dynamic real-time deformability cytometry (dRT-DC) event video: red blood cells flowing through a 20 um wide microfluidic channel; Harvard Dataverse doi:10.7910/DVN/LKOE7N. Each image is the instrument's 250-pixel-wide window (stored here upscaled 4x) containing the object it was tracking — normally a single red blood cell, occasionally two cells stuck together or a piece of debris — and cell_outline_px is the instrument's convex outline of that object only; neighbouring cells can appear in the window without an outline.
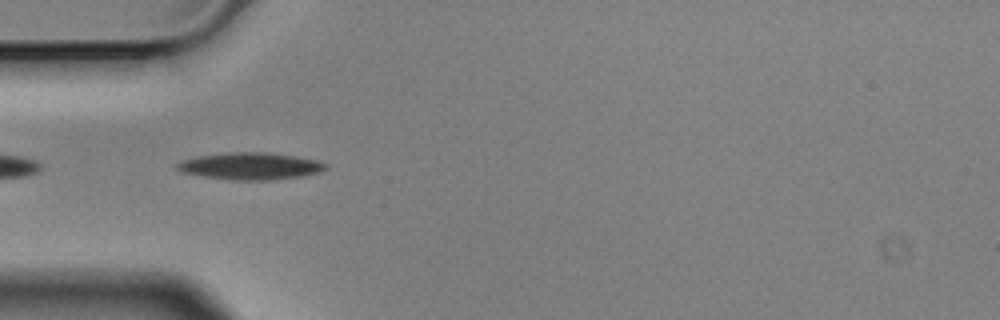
{"species": "Egyptian fruit bat (a non-hibernating species)", "species_latin": "Rousettus aegyptiacus", "temperature_condition": "cold", "stored_images_in_passage": 41, "camera_frame_rate_fps": 3000, "um_per_image_px": 0.085, "animal": {"sex": "male"}, "frame": {"image": 1, "passage_image": 2, "time_ms": 0.333, "image_size_px": [1000, 320], "cell_outline_px": [[328, 168], [320, 172], [300, 176], [272, 180], [228, 180], [180, 172], [176, 168], [176, 164], [180, 160], [200, 156], [236, 152], [264, 152], [296, 156], [316, 160], [328, 164]], "centroid_in_image_um": [21.29, 14.12], "position_along_channel_um": 63.7, "area_um2": 23.35}}
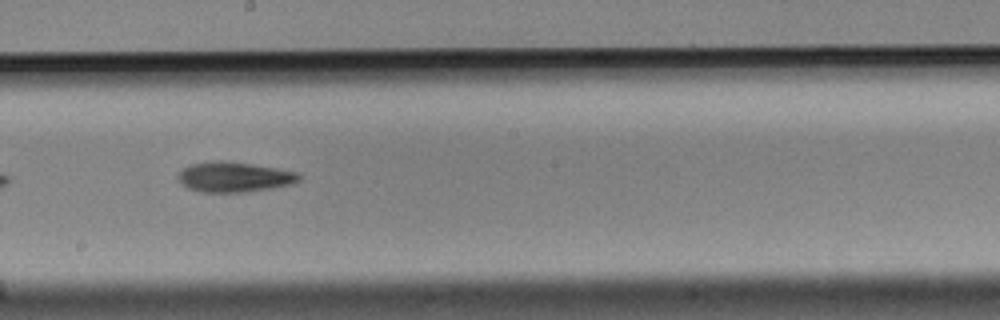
{"frame": {"image": 2, "passage_image": 16, "time_ms": 5.0, "image_size_px": [1000, 320], "cell_outline_px": [[300, 180], [292, 184], [272, 188], [244, 192], [200, 192], [188, 188], [180, 184], [176, 176], [184, 168], [192, 164], [216, 160], [224, 160], [252, 164], [300, 172]], "centroid_in_image_um": [19.9, 15.04], "position_along_channel_um": 228.3, "area_um2": 21.39}}
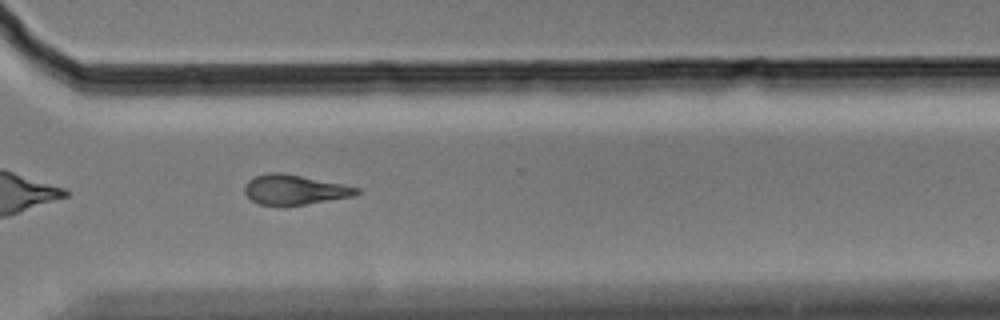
{"frame": {"image": 3, "passage_image": 26, "time_ms": 8.333, "image_size_px": [1000, 320], "cell_outline_px": [[360, 192], [352, 196], [304, 204], [256, 204], [244, 192], [244, 184], [248, 180], [256, 176], [268, 172], [280, 172], [360, 188]], "centroid_in_image_um": [24.98, 16.11], "position_along_channel_um": 345.6, "area_um2": 18.9}, "authors_computed_cell_mechanics": {"area_um2": 20.6346, "velocity_mm_per_s": 3.5242, "shape_relaxation_time_tau1_ms": 5.3709, "shape_relaxation_time_tau2_ms": null, "deformation_change_tau1": 0.1506, "deformation_change_tau2": null}}